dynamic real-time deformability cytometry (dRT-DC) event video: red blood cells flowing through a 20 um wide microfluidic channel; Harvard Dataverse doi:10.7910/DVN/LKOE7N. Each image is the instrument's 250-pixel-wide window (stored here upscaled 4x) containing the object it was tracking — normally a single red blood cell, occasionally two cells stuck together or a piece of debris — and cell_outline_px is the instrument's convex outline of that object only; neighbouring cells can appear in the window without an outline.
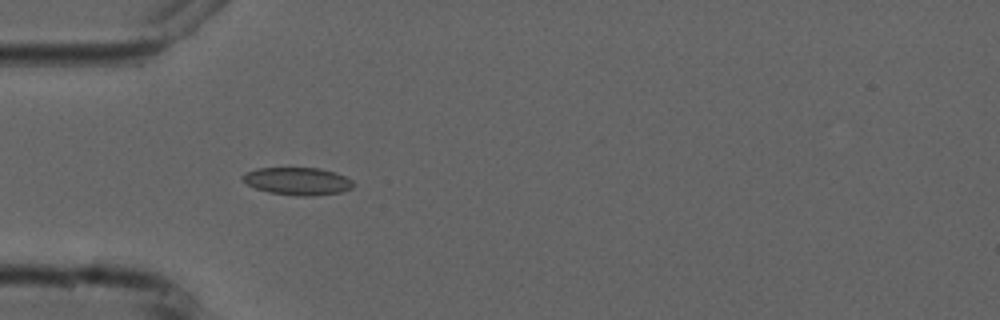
{"species": "common noctule bat (a hibernating species)", "species_latin": "Nyctalus noctula", "temperature_condition": "cold", "stored_images_in_passage": 5, "camera_frame_rate_fps": 3000, "um_per_image_px": 0.085, "animal": {"sex": "male", "forearm_length_mm": 52.5}, "frame": {"image": 1, "passage_image": 4, "time_ms": 3.333, "image_size_px": [1000, 320], "cell_outline_px": [[352, 188], [340, 192], [312, 196], [296, 196], [268, 192], [256, 188], [248, 184], [240, 176], [244, 172], [256, 168], [320, 168], [336, 172], [352, 180]], "centroid_in_image_um": [25.27, 15.39], "position_along_channel_um": 59.7, "area_um2": 17.8}}
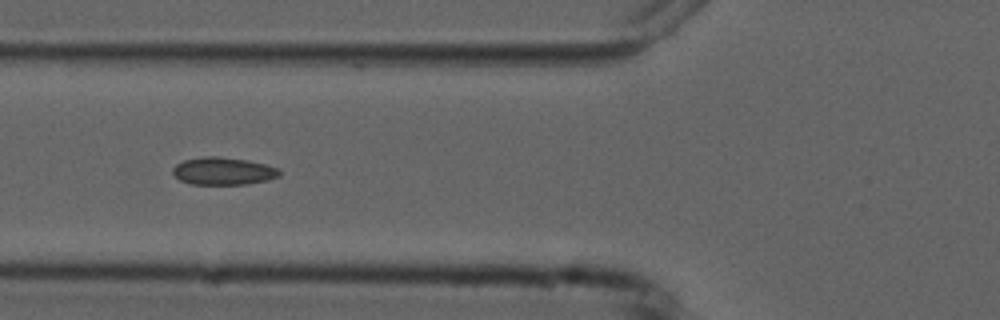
{"frame": {"image": 2, "passage_image": 5, "time_ms": 4.667, "image_size_px": [1000, 320], "cell_outline_px": [[280, 176], [268, 180], [244, 184], [192, 184], [180, 180], [172, 172], [172, 168], [176, 164], [184, 160], [208, 156], [216, 156], [248, 160], [264, 164], [276, 168], [280, 172]], "centroid_in_image_um": [18.96, 14.54], "position_along_channel_um": 106.8, "area_um2": 16.94}}